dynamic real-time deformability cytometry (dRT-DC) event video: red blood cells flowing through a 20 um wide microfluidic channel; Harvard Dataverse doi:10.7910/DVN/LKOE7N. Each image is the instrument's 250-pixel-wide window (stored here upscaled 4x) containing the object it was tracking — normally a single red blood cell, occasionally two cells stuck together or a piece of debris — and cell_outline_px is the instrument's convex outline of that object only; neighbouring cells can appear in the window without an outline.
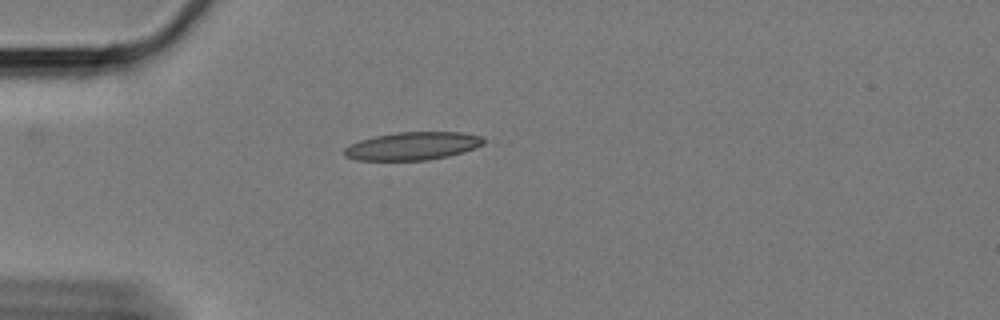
{"species": "Egyptian fruit bat (a non-hibernating species)", "species_latin": "Rousettus aegyptiacus", "temperature_condition": "cold", "stored_images_in_passage": 21, "camera_frame_rate_fps": 3000, "um_per_image_px": 0.085, "animal": {"sex": "female"}, "frame": {"image": 1, "passage_image": 1, "time_ms": 0.0, "image_size_px": [1000, 320], "cell_outline_px": [[484, 144], [448, 156], [428, 160], [356, 160], [344, 156], [344, 148], [360, 140], [376, 136], [396, 132], [460, 132], [484, 136]], "centroid_in_image_um": [35.06, 12.41], "position_along_channel_um": 49.9, "area_um2": 22.54}}
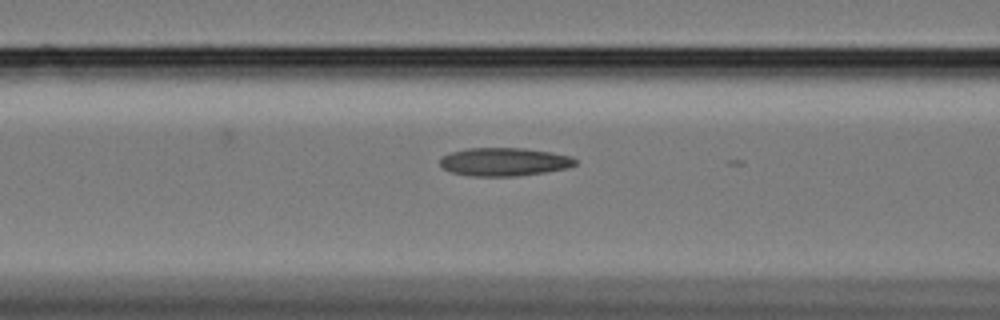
{"frame": {"image": 2, "passage_image": 9, "time_ms": 2.667, "image_size_px": [1000, 320], "cell_outline_px": [[576, 164], [564, 168], [544, 172], [516, 176], [472, 176], [452, 172], [444, 168], [440, 164], [440, 156], [452, 152], [468, 148], [524, 148], [552, 152], [572, 156], [576, 160]], "centroid_in_image_um": [42.84, 13.74], "position_along_channel_um": 123.8, "area_um2": 22.14}}
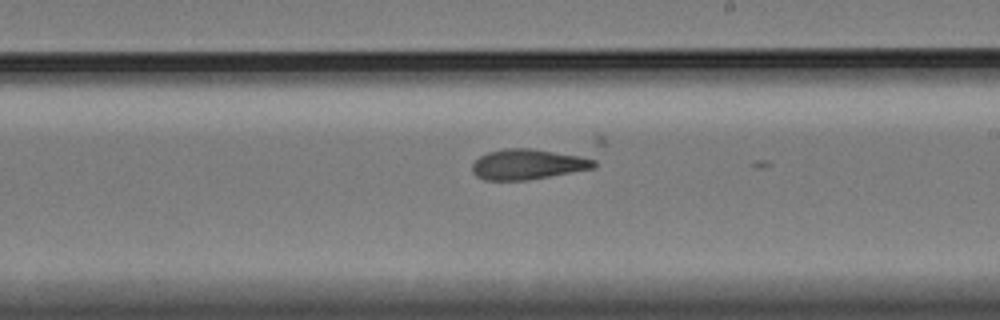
{"frame": {"image": 3, "passage_image": 20, "time_ms": 6.333, "image_size_px": [1000, 320], "cell_outline_px": [[608, 144], [596, 168], [528, 180], [484, 180], [476, 176], [472, 172], [472, 164], [480, 156], [488, 152], [504, 148], [596, 136], [604, 136]], "centroid_in_image_um": [45.96, 13.57], "position_along_channel_um": 243.0, "area_um2": 29.77}}